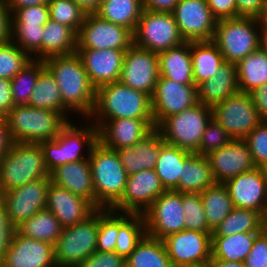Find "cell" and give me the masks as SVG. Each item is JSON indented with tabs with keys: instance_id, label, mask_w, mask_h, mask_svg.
Here are the masks:
<instances>
[{
	"instance_id": "obj_48",
	"label": "cell",
	"mask_w": 267,
	"mask_h": 267,
	"mask_svg": "<svg viewBox=\"0 0 267 267\" xmlns=\"http://www.w3.org/2000/svg\"><path fill=\"white\" fill-rule=\"evenodd\" d=\"M118 236V212L110 209H98L97 251L115 250Z\"/></svg>"
},
{
	"instance_id": "obj_51",
	"label": "cell",
	"mask_w": 267,
	"mask_h": 267,
	"mask_svg": "<svg viewBox=\"0 0 267 267\" xmlns=\"http://www.w3.org/2000/svg\"><path fill=\"white\" fill-rule=\"evenodd\" d=\"M50 19L48 4L23 7L11 14V25H45Z\"/></svg>"
},
{
	"instance_id": "obj_11",
	"label": "cell",
	"mask_w": 267,
	"mask_h": 267,
	"mask_svg": "<svg viewBox=\"0 0 267 267\" xmlns=\"http://www.w3.org/2000/svg\"><path fill=\"white\" fill-rule=\"evenodd\" d=\"M211 234L184 229L162 239L173 267H207Z\"/></svg>"
},
{
	"instance_id": "obj_53",
	"label": "cell",
	"mask_w": 267,
	"mask_h": 267,
	"mask_svg": "<svg viewBox=\"0 0 267 267\" xmlns=\"http://www.w3.org/2000/svg\"><path fill=\"white\" fill-rule=\"evenodd\" d=\"M244 264L245 267H267V235L262 231L256 235Z\"/></svg>"
},
{
	"instance_id": "obj_65",
	"label": "cell",
	"mask_w": 267,
	"mask_h": 267,
	"mask_svg": "<svg viewBox=\"0 0 267 267\" xmlns=\"http://www.w3.org/2000/svg\"><path fill=\"white\" fill-rule=\"evenodd\" d=\"M207 267H245L244 262L224 261L221 259H211Z\"/></svg>"
},
{
	"instance_id": "obj_34",
	"label": "cell",
	"mask_w": 267,
	"mask_h": 267,
	"mask_svg": "<svg viewBox=\"0 0 267 267\" xmlns=\"http://www.w3.org/2000/svg\"><path fill=\"white\" fill-rule=\"evenodd\" d=\"M143 11V0H102L94 14L133 33Z\"/></svg>"
},
{
	"instance_id": "obj_42",
	"label": "cell",
	"mask_w": 267,
	"mask_h": 267,
	"mask_svg": "<svg viewBox=\"0 0 267 267\" xmlns=\"http://www.w3.org/2000/svg\"><path fill=\"white\" fill-rule=\"evenodd\" d=\"M261 213L251 209L234 208L213 230L211 236L261 232Z\"/></svg>"
},
{
	"instance_id": "obj_6",
	"label": "cell",
	"mask_w": 267,
	"mask_h": 267,
	"mask_svg": "<svg viewBox=\"0 0 267 267\" xmlns=\"http://www.w3.org/2000/svg\"><path fill=\"white\" fill-rule=\"evenodd\" d=\"M89 160L96 208L110 209L122 197L127 172L120 162L117 150L109 149L99 141L92 147Z\"/></svg>"
},
{
	"instance_id": "obj_66",
	"label": "cell",
	"mask_w": 267,
	"mask_h": 267,
	"mask_svg": "<svg viewBox=\"0 0 267 267\" xmlns=\"http://www.w3.org/2000/svg\"><path fill=\"white\" fill-rule=\"evenodd\" d=\"M261 231L267 235V207L261 214Z\"/></svg>"
},
{
	"instance_id": "obj_52",
	"label": "cell",
	"mask_w": 267,
	"mask_h": 267,
	"mask_svg": "<svg viewBox=\"0 0 267 267\" xmlns=\"http://www.w3.org/2000/svg\"><path fill=\"white\" fill-rule=\"evenodd\" d=\"M77 267H126L125 258L116 252L95 251Z\"/></svg>"
},
{
	"instance_id": "obj_16",
	"label": "cell",
	"mask_w": 267,
	"mask_h": 267,
	"mask_svg": "<svg viewBox=\"0 0 267 267\" xmlns=\"http://www.w3.org/2000/svg\"><path fill=\"white\" fill-rule=\"evenodd\" d=\"M197 103L199 102L196 85H182L159 76L151 96L155 127L157 128L167 117L189 109Z\"/></svg>"
},
{
	"instance_id": "obj_41",
	"label": "cell",
	"mask_w": 267,
	"mask_h": 267,
	"mask_svg": "<svg viewBox=\"0 0 267 267\" xmlns=\"http://www.w3.org/2000/svg\"><path fill=\"white\" fill-rule=\"evenodd\" d=\"M145 234L143 214L118 212V236L114 252L126 259Z\"/></svg>"
},
{
	"instance_id": "obj_3",
	"label": "cell",
	"mask_w": 267,
	"mask_h": 267,
	"mask_svg": "<svg viewBox=\"0 0 267 267\" xmlns=\"http://www.w3.org/2000/svg\"><path fill=\"white\" fill-rule=\"evenodd\" d=\"M86 120V124L81 123L79 126L78 122L74 124V122L68 121L53 140L39 143L49 173L69 162L89 158L92 147L98 142V129L91 121ZM84 147L87 148H85L87 155L82 150Z\"/></svg>"
},
{
	"instance_id": "obj_22",
	"label": "cell",
	"mask_w": 267,
	"mask_h": 267,
	"mask_svg": "<svg viewBox=\"0 0 267 267\" xmlns=\"http://www.w3.org/2000/svg\"><path fill=\"white\" fill-rule=\"evenodd\" d=\"M0 267H56L54 245L25 237L16 230Z\"/></svg>"
},
{
	"instance_id": "obj_27",
	"label": "cell",
	"mask_w": 267,
	"mask_h": 267,
	"mask_svg": "<svg viewBox=\"0 0 267 267\" xmlns=\"http://www.w3.org/2000/svg\"><path fill=\"white\" fill-rule=\"evenodd\" d=\"M163 142L161 133L155 128L135 145L118 149L120 162L127 175L136 174L144 169H155Z\"/></svg>"
},
{
	"instance_id": "obj_8",
	"label": "cell",
	"mask_w": 267,
	"mask_h": 267,
	"mask_svg": "<svg viewBox=\"0 0 267 267\" xmlns=\"http://www.w3.org/2000/svg\"><path fill=\"white\" fill-rule=\"evenodd\" d=\"M213 118L212 108L202 103L167 117L156 129L169 145L192 153L199 150L203 133Z\"/></svg>"
},
{
	"instance_id": "obj_33",
	"label": "cell",
	"mask_w": 267,
	"mask_h": 267,
	"mask_svg": "<svg viewBox=\"0 0 267 267\" xmlns=\"http://www.w3.org/2000/svg\"><path fill=\"white\" fill-rule=\"evenodd\" d=\"M260 232L211 236V259L244 262Z\"/></svg>"
},
{
	"instance_id": "obj_17",
	"label": "cell",
	"mask_w": 267,
	"mask_h": 267,
	"mask_svg": "<svg viewBox=\"0 0 267 267\" xmlns=\"http://www.w3.org/2000/svg\"><path fill=\"white\" fill-rule=\"evenodd\" d=\"M172 14L185 42L212 41L218 20L207 0H178Z\"/></svg>"
},
{
	"instance_id": "obj_31",
	"label": "cell",
	"mask_w": 267,
	"mask_h": 267,
	"mask_svg": "<svg viewBox=\"0 0 267 267\" xmlns=\"http://www.w3.org/2000/svg\"><path fill=\"white\" fill-rule=\"evenodd\" d=\"M190 49L193 79L198 86L213 77L225 60L213 41L190 42Z\"/></svg>"
},
{
	"instance_id": "obj_67",
	"label": "cell",
	"mask_w": 267,
	"mask_h": 267,
	"mask_svg": "<svg viewBox=\"0 0 267 267\" xmlns=\"http://www.w3.org/2000/svg\"><path fill=\"white\" fill-rule=\"evenodd\" d=\"M260 48L265 53L267 58V36L263 35L260 41Z\"/></svg>"
},
{
	"instance_id": "obj_50",
	"label": "cell",
	"mask_w": 267,
	"mask_h": 267,
	"mask_svg": "<svg viewBox=\"0 0 267 267\" xmlns=\"http://www.w3.org/2000/svg\"><path fill=\"white\" fill-rule=\"evenodd\" d=\"M231 140L232 138L228 135L227 131L212 118L206 126L199 150L196 153L201 156H207L211 152L226 146Z\"/></svg>"
},
{
	"instance_id": "obj_38",
	"label": "cell",
	"mask_w": 267,
	"mask_h": 267,
	"mask_svg": "<svg viewBox=\"0 0 267 267\" xmlns=\"http://www.w3.org/2000/svg\"><path fill=\"white\" fill-rule=\"evenodd\" d=\"M239 92L250 93L267 83V58L259 48L236 64Z\"/></svg>"
},
{
	"instance_id": "obj_57",
	"label": "cell",
	"mask_w": 267,
	"mask_h": 267,
	"mask_svg": "<svg viewBox=\"0 0 267 267\" xmlns=\"http://www.w3.org/2000/svg\"><path fill=\"white\" fill-rule=\"evenodd\" d=\"M249 95L258 111L260 119L267 121V83L252 90Z\"/></svg>"
},
{
	"instance_id": "obj_28",
	"label": "cell",
	"mask_w": 267,
	"mask_h": 267,
	"mask_svg": "<svg viewBox=\"0 0 267 267\" xmlns=\"http://www.w3.org/2000/svg\"><path fill=\"white\" fill-rule=\"evenodd\" d=\"M239 92L236 64L225 62L216 74L197 86L198 102L213 108Z\"/></svg>"
},
{
	"instance_id": "obj_23",
	"label": "cell",
	"mask_w": 267,
	"mask_h": 267,
	"mask_svg": "<svg viewBox=\"0 0 267 267\" xmlns=\"http://www.w3.org/2000/svg\"><path fill=\"white\" fill-rule=\"evenodd\" d=\"M216 183H225L256 166L251 152L243 139H232L226 146L207 155Z\"/></svg>"
},
{
	"instance_id": "obj_13",
	"label": "cell",
	"mask_w": 267,
	"mask_h": 267,
	"mask_svg": "<svg viewBox=\"0 0 267 267\" xmlns=\"http://www.w3.org/2000/svg\"><path fill=\"white\" fill-rule=\"evenodd\" d=\"M133 44V33L124 26L86 14L77 33V49L127 50Z\"/></svg>"
},
{
	"instance_id": "obj_18",
	"label": "cell",
	"mask_w": 267,
	"mask_h": 267,
	"mask_svg": "<svg viewBox=\"0 0 267 267\" xmlns=\"http://www.w3.org/2000/svg\"><path fill=\"white\" fill-rule=\"evenodd\" d=\"M158 53L131 45L125 52L120 82L152 96L159 78Z\"/></svg>"
},
{
	"instance_id": "obj_64",
	"label": "cell",
	"mask_w": 267,
	"mask_h": 267,
	"mask_svg": "<svg viewBox=\"0 0 267 267\" xmlns=\"http://www.w3.org/2000/svg\"><path fill=\"white\" fill-rule=\"evenodd\" d=\"M256 20L259 28L261 29L262 35L267 36V0L261 7V11Z\"/></svg>"
},
{
	"instance_id": "obj_61",
	"label": "cell",
	"mask_w": 267,
	"mask_h": 267,
	"mask_svg": "<svg viewBox=\"0 0 267 267\" xmlns=\"http://www.w3.org/2000/svg\"><path fill=\"white\" fill-rule=\"evenodd\" d=\"M7 7L11 14L16 10L23 7H30L42 4H48V0H5Z\"/></svg>"
},
{
	"instance_id": "obj_4",
	"label": "cell",
	"mask_w": 267,
	"mask_h": 267,
	"mask_svg": "<svg viewBox=\"0 0 267 267\" xmlns=\"http://www.w3.org/2000/svg\"><path fill=\"white\" fill-rule=\"evenodd\" d=\"M5 120L11 141L27 143L53 140L68 122L56 111L34 108L28 104L14 105Z\"/></svg>"
},
{
	"instance_id": "obj_68",
	"label": "cell",
	"mask_w": 267,
	"mask_h": 267,
	"mask_svg": "<svg viewBox=\"0 0 267 267\" xmlns=\"http://www.w3.org/2000/svg\"><path fill=\"white\" fill-rule=\"evenodd\" d=\"M6 115L0 110V123H6Z\"/></svg>"
},
{
	"instance_id": "obj_40",
	"label": "cell",
	"mask_w": 267,
	"mask_h": 267,
	"mask_svg": "<svg viewBox=\"0 0 267 267\" xmlns=\"http://www.w3.org/2000/svg\"><path fill=\"white\" fill-rule=\"evenodd\" d=\"M62 228L55 215L45 208L24 221L16 230L25 237L54 245Z\"/></svg>"
},
{
	"instance_id": "obj_56",
	"label": "cell",
	"mask_w": 267,
	"mask_h": 267,
	"mask_svg": "<svg viewBox=\"0 0 267 267\" xmlns=\"http://www.w3.org/2000/svg\"><path fill=\"white\" fill-rule=\"evenodd\" d=\"M266 0H236L237 17L257 18Z\"/></svg>"
},
{
	"instance_id": "obj_2",
	"label": "cell",
	"mask_w": 267,
	"mask_h": 267,
	"mask_svg": "<svg viewBox=\"0 0 267 267\" xmlns=\"http://www.w3.org/2000/svg\"><path fill=\"white\" fill-rule=\"evenodd\" d=\"M154 119L151 96L120 81L96 89L95 106L88 120Z\"/></svg>"
},
{
	"instance_id": "obj_25",
	"label": "cell",
	"mask_w": 267,
	"mask_h": 267,
	"mask_svg": "<svg viewBox=\"0 0 267 267\" xmlns=\"http://www.w3.org/2000/svg\"><path fill=\"white\" fill-rule=\"evenodd\" d=\"M126 50L76 49L92 85L98 87L118 82Z\"/></svg>"
},
{
	"instance_id": "obj_39",
	"label": "cell",
	"mask_w": 267,
	"mask_h": 267,
	"mask_svg": "<svg viewBox=\"0 0 267 267\" xmlns=\"http://www.w3.org/2000/svg\"><path fill=\"white\" fill-rule=\"evenodd\" d=\"M208 226L213 230L235 208L227 186L215 183L200 193Z\"/></svg>"
},
{
	"instance_id": "obj_63",
	"label": "cell",
	"mask_w": 267,
	"mask_h": 267,
	"mask_svg": "<svg viewBox=\"0 0 267 267\" xmlns=\"http://www.w3.org/2000/svg\"><path fill=\"white\" fill-rule=\"evenodd\" d=\"M87 14L97 11L102 0H74Z\"/></svg>"
},
{
	"instance_id": "obj_43",
	"label": "cell",
	"mask_w": 267,
	"mask_h": 267,
	"mask_svg": "<svg viewBox=\"0 0 267 267\" xmlns=\"http://www.w3.org/2000/svg\"><path fill=\"white\" fill-rule=\"evenodd\" d=\"M45 68L43 60L32 59L10 80L14 105L29 104L38 76Z\"/></svg>"
},
{
	"instance_id": "obj_12",
	"label": "cell",
	"mask_w": 267,
	"mask_h": 267,
	"mask_svg": "<svg viewBox=\"0 0 267 267\" xmlns=\"http://www.w3.org/2000/svg\"><path fill=\"white\" fill-rule=\"evenodd\" d=\"M212 113L232 139H244L262 121L249 93L228 97L216 104Z\"/></svg>"
},
{
	"instance_id": "obj_49",
	"label": "cell",
	"mask_w": 267,
	"mask_h": 267,
	"mask_svg": "<svg viewBox=\"0 0 267 267\" xmlns=\"http://www.w3.org/2000/svg\"><path fill=\"white\" fill-rule=\"evenodd\" d=\"M256 167L267 169V121H261L244 139Z\"/></svg>"
},
{
	"instance_id": "obj_20",
	"label": "cell",
	"mask_w": 267,
	"mask_h": 267,
	"mask_svg": "<svg viewBox=\"0 0 267 267\" xmlns=\"http://www.w3.org/2000/svg\"><path fill=\"white\" fill-rule=\"evenodd\" d=\"M98 129V141L105 147L118 150L143 140L156 127L154 119L92 120Z\"/></svg>"
},
{
	"instance_id": "obj_10",
	"label": "cell",
	"mask_w": 267,
	"mask_h": 267,
	"mask_svg": "<svg viewBox=\"0 0 267 267\" xmlns=\"http://www.w3.org/2000/svg\"><path fill=\"white\" fill-rule=\"evenodd\" d=\"M184 42L173 14L167 12L144 10L133 32V45L156 53Z\"/></svg>"
},
{
	"instance_id": "obj_14",
	"label": "cell",
	"mask_w": 267,
	"mask_h": 267,
	"mask_svg": "<svg viewBox=\"0 0 267 267\" xmlns=\"http://www.w3.org/2000/svg\"><path fill=\"white\" fill-rule=\"evenodd\" d=\"M146 234L162 240L185 229L182 192L165 190L143 213Z\"/></svg>"
},
{
	"instance_id": "obj_5",
	"label": "cell",
	"mask_w": 267,
	"mask_h": 267,
	"mask_svg": "<svg viewBox=\"0 0 267 267\" xmlns=\"http://www.w3.org/2000/svg\"><path fill=\"white\" fill-rule=\"evenodd\" d=\"M41 178H50V173L40 144L12 142L0 159V193Z\"/></svg>"
},
{
	"instance_id": "obj_21",
	"label": "cell",
	"mask_w": 267,
	"mask_h": 267,
	"mask_svg": "<svg viewBox=\"0 0 267 267\" xmlns=\"http://www.w3.org/2000/svg\"><path fill=\"white\" fill-rule=\"evenodd\" d=\"M235 208L251 209L262 214L267 207V169L255 167L224 183Z\"/></svg>"
},
{
	"instance_id": "obj_15",
	"label": "cell",
	"mask_w": 267,
	"mask_h": 267,
	"mask_svg": "<svg viewBox=\"0 0 267 267\" xmlns=\"http://www.w3.org/2000/svg\"><path fill=\"white\" fill-rule=\"evenodd\" d=\"M164 191L155 169H144L127 177L122 197L110 210L143 214Z\"/></svg>"
},
{
	"instance_id": "obj_19",
	"label": "cell",
	"mask_w": 267,
	"mask_h": 267,
	"mask_svg": "<svg viewBox=\"0 0 267 267\" xmlns=\"http://www.w3.org/2000/svg\"><path fill=\"white\" fill-rule=\"evenodd\" d=\"M49 183L50 178H41L1 193L11 224L15 228L46 208Z\"/></svg>"
},
{
	"instance_id": "obj_35",
	"label": "cell",
	"mask_w": 267,
	"mask_h": 267,
	"mask_svg": "<svg viewBox=\"0 0 267 267\" xmlns=\"http://www.w3.org/2000/svg\"><path fill=\"white\" fill-rule=\"evenodd\" d=\"M191 153L165 142L161 144L155 172L165 190L178 191L183 162Z\"/></svg>"
},
{
	"instance_id": "obj_45",
	"label": "cell",
	"mask_w": 267,
	"mask_h": 267,
	"mask_svg": "<svg viewBox=\"0 0 267 267\" xmlns=\"http://www.w3.org/2000/svg\"><path fill=\"white\" fill-rule=\"evenodd\" d=\"M48 7L51 20L78 33L87 13L74 0H48Z\"/></svg>"
},
{
	"instance_id": "obj_1",
	"label": "cell",
	"mask_w": 267,
	"mask_h": 267,
	"mask_svg": "<svg viewBox=\"0 0 267 267\" xmlns=\"http://www.w3.org/2000/svg\"><path fill=\"white\" fill-rule=\"evenodd\" d=\"M45 67L55 77L63 106L71 113L88 119L95 106L96 88L89 80L81 58L75 52L44 60Z\"/></svg>"
},
{
	"instance_id": "obj_47",
	"label": "cell",
	"mask_w": 267,
	"mask_h": 267,
	"mask_svg": "<svg viewBox=\"0 0 267 267\" xmlns=\"http://www.w3.org/2000/svg\"><path fill=\"white\" fill-rule=\"evenodd\" d=\"M185 229L212 233L209 228L200 193H182Z\"/></svg>"
},
{
	"instance_id": "obj_26",
	"label": "cell",
	"mask_w": 267,
	"mask_h": 267,
	"mask_svg": "<svg viewBox=\"0 0 267 267\" xmlns=\"http://www.w3.org/2000/svg\"><path fill=\"white\" fill-rule=\"evenodd\" d=\"M50 181L87 199L96 207V195L89 158L57 167L50 173Z\"/></svg>"
},
{
	"instance_id": "obj_44",
	"label": "cell",
	"mask_w": 267,
	"mask_h": 267,
	"mask_svg": "<svg viewBox=\"0 0 267 267\" xmlns=\"http://www.w3.org/2000/svg\"><path fill=\"white\" fill-rule=\"evenodd\" d=\"M43 33L44 25H11V41L26 51L32 59L42 60Z\"/></svg>"
},
{
	"instance_id": "obj_32",
	"label": "cell",
	"mask_w": 267,
	"mask_h": 267,
	"mask_svg": "<svg viewBox=\"0 0 267 267\" xmlns=\"http://www.w3.org/2000/svg\"><path fill=\"white\" fill-rule=\"evenodd\" d=\"M77 33L70 27L49 19L42 36V60L76 52Z\"/></svg>"
},
{
	"instance_id": "obj_54",
	"label": "cell",
	"mask_w": 267,
	"mask_h": 267,
	"mask_svg": "<svg viewBox=\"0 0 267 267\" xmlns=\"http://www.w3.org/2000/svg\"><path fill=\"white\" fill-rule=\"evenodd\" d=\"M16 228L11 224L5 203L0 199V260L11 246Z\"/></svg>"
},
{
	"instance_id": "obj_59",
	"label": "cell",
	"mask_w": 267,
	"mask_h": 267,
	"mask_svg": "<svg viewBox=\"0 0 267 267\" xmlns=\"http://www.w3.org/2000/svg\"><path fill=\"white\" fill-rule=\"evenodd\" d=\"M14 107L10 80L0 78V110L6 115Z\"/></svg>"
},
{
	"instance_id": "obj_30",
	"label": "cell",
	"mask_w": 267,
	"mask_h": 267,
	"mask_svg": "<svg viewBox=\"0 0 267 267\" xmlns=\"http://www.w3.org/2000/svg\"><path fill=\"white\" fill-rule=\"evenodd\" d=\"M216 182L207 156L191 153L183 162L178 192L201 193Z\"/></svg>"
},
{
	"instance_id": "obj_9",
	"label": "cell",
	"mask_w": 267,
	"mask_h": 267,
	"mask_svg": "<svg viewBox=\"0 0 267 267\" xmlns=\"http://www.w3.org/2000/svg\"><path fill=\"white\" fill-rule=\"evenodd\" d=\"M98 210L87 220L62 228L54 244L56 267H77L96 250Z\"/></svg>"
},
{
	"instance_id": "obj_36",
	"label": "cell",
	"mask_w": 267,
	"mask_h": 267,
	"mask_svg": "<svg viewBox=\"0 0 267 267\" xmlns=\"http://www.w3.org/2000/svg\"><path fill=\"white\" fill-rule=\"evenodd\" d=\"M126 267H173L162 240L147 234L125 259Z\"/></svg>"
},
{
	"instance_id": "obj_55",
	"label": "cell",
	"mask_w": 267,
	"mask_h": 267,
	"mask_svg": "<svg viewBox=\"0 0 267 267\" xmlns=\"http://www.w3.org/2000/svg\"><path fill=\"white\" fill-rule=\"evenodd\" d=\"M208 7L217 20L236 18V0H207Z\"/></svg>"
},
{
	"instance_id": "obj_46",
	"label": "cell",
	"mask_w": 267,
	"mask_h": 267,
	"mask_svg": "<svg viewBox=\"0 0 267 267\" xmlns=\"http://www.w3.org/2000/svg\"><path fill=\"white\" fill-rule=\"evenodd\" d=\"M32 57L13 41L0 44V78L11 80Z\"/></svg>"
},
{
	"instance_id": "obj_37",
	"label": "cell",
	"mask_w": 267,
	"mask_h": 267,
	"mask_svg": "<svg viewBox=\"0 0 267 267\" xmlns=\"http://www.w3.org/2000/svg\"><path fill=\"white\" fill-rule=\"evenodd\" d=\"M34 108L49 109L60 113L67 121L69 111L63 106L61 92L55 77L45 68L38 76L29 104Z\"/></svg>"
},
{
	"instance_id": "obj_7",
	"label": "cell",
	"mask_w": 267,
	"mask_h": 267,
	"mask_svg": "<svg viewBox=\"0 0 267 267\" xmlns=\"http://www.w3.org/2000/svg\"><path fill=\"white\" fill-rule=\"evenodd\" d=\"M262 36L255 18L236 17L218 20L212 41L225 62L237 64L260 48Z\"/></svg>"
},
{
	"instance_id": "obj_24",
	"label": "cell",
	"mask_w": 267,
	"mask_h": 267,
	"mask_svg": "<svg viewBox=\"0 0 267 267\" xmlns=\"http://www.w3.org/2000/svg\"><path fill=\"white\" fill-rule=\"evenodd\" d=\"M46 208L55 215L62 227L81 223L98 210L87 199L51 181L48 185Z\"/></svg>"
},
{
	"instance_id": "obj_29",
	"label": "cell",
	"mask_w": 267,
	"mask_h": 267,
	"mask_svg": "<svg viewBox=\"0 0 267 267\" xmlns=\"http://www.w3.org/2000/svg\"><path fill=\"white\" fill-rule=\"evenodd\" d=\"M159 75L182 85H195L190 42L158 53Z\"/></svg>"
},
{
	"instance_id": "obj_60",
	"label": "cell",
	"mask_w": 267,
	"mask_h": 267,
	"mask_svg": "<svg viewBox=\"0 0 267 267\" xmlns=\"http://www.w3.org/2000/svg\"><path fill=\"white\" fill-rule=\"evenodd\" d=\"M178 0H143V8L147 11L172 13Z\"/></svg>"
},
{
	"instance_id": "obj_62",
	"label": "cell",
	"mask_w": 267,
	"mask_h": 267,
	"mask_svg": "<svg viewBox=\"0 0 267 267\" xmlns=\"http://www.w3.org/2000/svg\"><path fill=\"white\" fill-rule=\"evenodd\" d=\"M12 141L6 123H0V159L8 152Z\"/></svg>"
},
{
	"instance_id": "obj_58",
	"label": "cell",
	"mask_w": 267,
	"mask_h": 267,
	"mask_svg": "<svg viewBox=\"0 0 267 267\" xmlns=\"http://www.w3.org/2000/svg\"><path fill=\"white\" fill-rule=\"evenodd\" d=\"M11 41V12L5 0H0V44Z\"/></svg>"
}]
</instances>
